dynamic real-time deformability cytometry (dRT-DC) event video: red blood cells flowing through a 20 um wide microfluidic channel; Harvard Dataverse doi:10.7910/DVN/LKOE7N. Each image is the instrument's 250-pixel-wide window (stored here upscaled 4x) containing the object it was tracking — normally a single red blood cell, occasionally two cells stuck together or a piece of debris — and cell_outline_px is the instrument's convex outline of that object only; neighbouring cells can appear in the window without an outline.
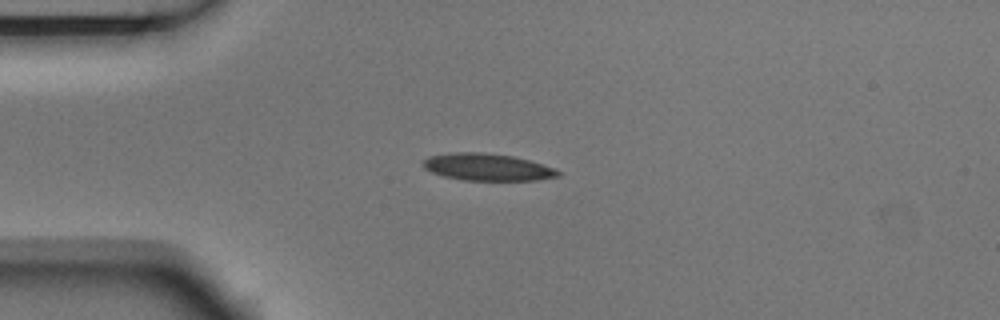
{"species": "Egyptian fruit bat (a non-hibernating species)", "species_latin": "Rousettus aegyptiacus", "temperature_condition": "room temperature", "stored_images_in_passage": 1, "camera_frame_rate_fps": 3000, "um_per_image_px": 0.085, "animal": {"sex": "male"}, "frame": {"image": 1, "passage_image": 1, "time_ms": 0.0, "image_size_px": [1000, 320], "cell_outline_px": [[560, 176], [536, 180], [464, 180], [444, 176], [432, 172], [424, 168], [420, 164], [428, 156], [456, 152], [480, 152], [512, 156], [528, 160], [552, 168], [560, 172]], "centroid_in_image_um": [41.37, 14.2], "position_along_channel_um": 43.6, "area_um2": 21.04}}